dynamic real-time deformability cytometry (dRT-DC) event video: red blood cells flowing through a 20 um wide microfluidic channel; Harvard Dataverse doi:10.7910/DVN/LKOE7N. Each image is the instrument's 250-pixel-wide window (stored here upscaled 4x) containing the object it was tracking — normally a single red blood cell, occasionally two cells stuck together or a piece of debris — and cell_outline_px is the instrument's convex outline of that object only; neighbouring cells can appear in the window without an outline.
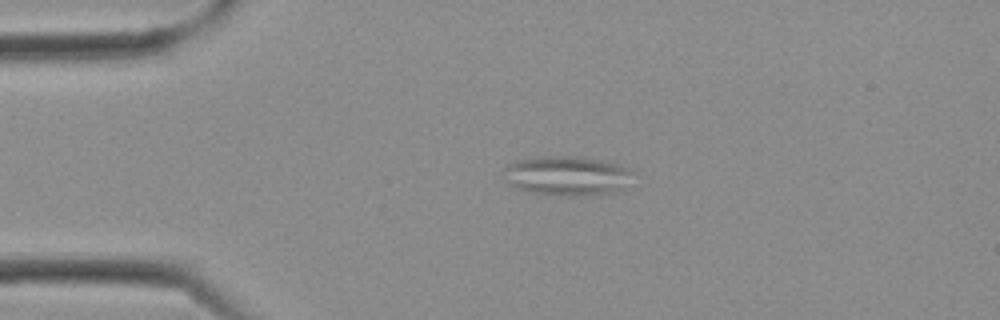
{"species": "Egyptian fruit bat (a non-hibernating species)", "species_latin": "Rousettus aegyptiacus", "temperature_condition": "cold", "stored_images_in_passage": 10, "camera_frame_rate_fps": 3000, "um_per_image_px": 0.085, "frame": {"image": 1, "passage_image": 6, "time_ms": 1.667, "image_size_px": [1000, 320], "cell_outline_px": [[636, 172], [624, 188], [612, 192], [528, 192], [516, 188], [508, 184], [504, 180], [504, 168], [508, 164], [516, 160], [532, 156], [584, 156], [604, 160], [620, 164], [632, 168]], "centroid_in_image_um": [48.2, 14.84], "position_along_channel_um": 36.8, "area_um2": 29.19}}
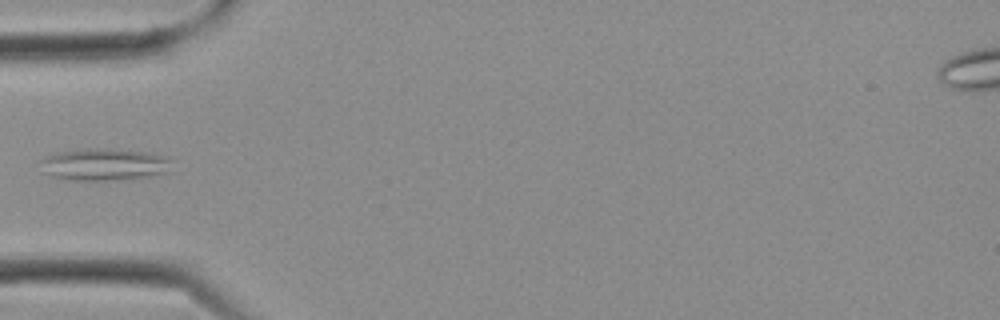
{"frame": {"image": 2, "passage_image": 9, "time_ms": 2.667, "image_size_px": [1000, 320], "cell_outline_px": [[172, 160], [168, 172], [148, 176], [116, 180], [68, 180], [52, 176], [44, 172], [40, 160], [44, 156], [56, 152], [84, 148], [108, 148], [152, 152], [168, 156]], "centroid_in_image_um": [8.87, 13.96], "position_along_channel_um": 76.1, "area_um2": 24.97}}